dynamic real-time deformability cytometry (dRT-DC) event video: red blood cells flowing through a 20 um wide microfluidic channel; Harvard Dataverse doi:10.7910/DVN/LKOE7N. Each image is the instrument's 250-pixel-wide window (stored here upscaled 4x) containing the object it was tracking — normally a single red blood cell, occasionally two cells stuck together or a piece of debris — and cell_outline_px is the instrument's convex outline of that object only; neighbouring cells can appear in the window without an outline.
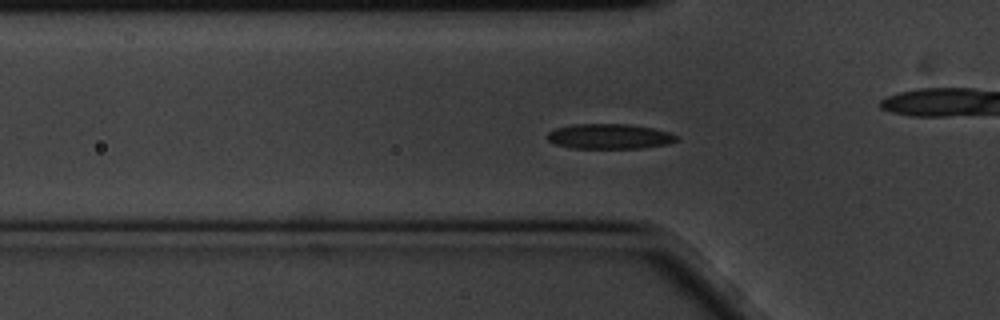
{"species": "common noctule bat (a hibernating species)", "species_latin": "Nyctalus noctula", "temperature_condition": "cold", "stored_images_in_passage": 48, "camera_frame_rate_fps": 3000, "um_per_image_px": 0.085, "animal": {"sex": "male", "body_mass_g": 20.1, "forearm_length_mm": 53.5}, "frame": {"image": 1, "passage_image": 7, "time_ms": 2.0, "image_size_px": [1000, 320], "cell_outline_px": [[680, 140], [668, 144], [644, 148], [572, 148], [556, 144], [548, 140], [548, 132], [556, 128], [572, 124], [628, 124], [652, 128], [668, 132], [676, 136]], "centroid_in_image_um": [51.82, 11.59], "position_along_channel_um": 74.0, "area_um2": 18.84}}
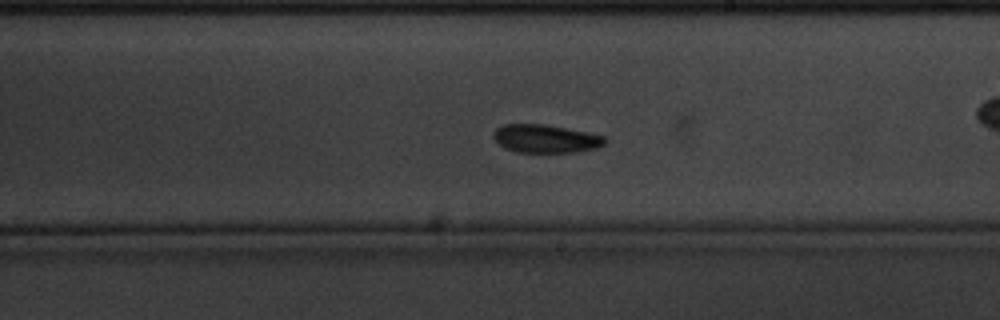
{"frame": {"image": 2, "passage_image": 22, "time_ms": 7.0, "image_size_px": [1000, 320], "cell_outline_px": [[608, 140], [604, 144], [596, 148], [580, 152], [516, 152], [504, 148], [492, 136], [496, 128], [504, 124], [544, 124], [588, 132], [604, 136]], "centroid_in_image_um": [46.39, 11.79], "position_along_channel_um": 242.6, "area_um2": 18.38}}
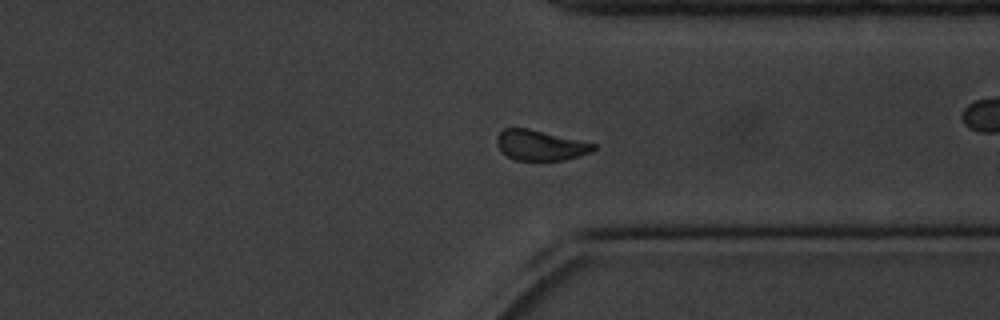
{"frame": {"image": 3, "passage_image": 33, "time_ms": 10.667, "image_size_px": [1000, 320], "cell_outline_px": [[596, 148], [592, 152], [564, 160], [516, 160], [508, 156], [496, 144], [496, 136], [504, 128], [528, 128], [596, 144]], "centroid_in_image_um": [45.92, 12.34], "position_along_channel_um": 365.5, "area_um2": 16.88}, "authors_computed_cell_mechanics": {"area_um2": 18.207, "velocity_mm_per_s": 3.361, "shape_relaxation_time_tau1_ms": 3.4214, "shape_relaxation_time_tau2_ms": null, "deformation_change_tau1": 0.089, "deformation_change_tau2": null}}